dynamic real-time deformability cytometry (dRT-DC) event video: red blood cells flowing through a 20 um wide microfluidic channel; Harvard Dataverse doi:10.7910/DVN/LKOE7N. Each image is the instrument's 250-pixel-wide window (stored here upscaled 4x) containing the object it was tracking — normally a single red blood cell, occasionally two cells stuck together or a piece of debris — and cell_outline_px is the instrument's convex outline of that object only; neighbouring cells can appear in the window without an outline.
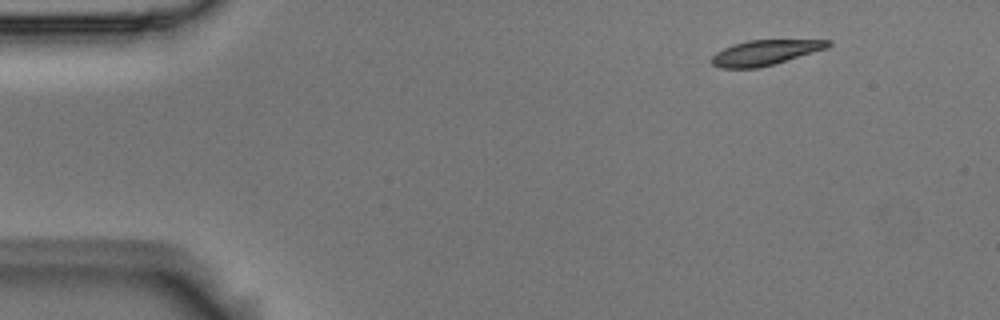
{"species": "Egyptian fruit bat (a non-hibernating species)", "species_latin": "Rousettus aegyptiacus", "temperature_condition": "room temperature", "stored_images_in_passage": 9, "camera_frame_rate_fps": 3000, "um_per_image_px": 0.085, "animal": {"sex": "male"}, "frame": {"image": 1, "passage_image": 1, "time_ms": 0.0, "image_size_px": [1000, 320], "cell_outline_px": [[832, 44], [828, 48], [776, 64], [756, 68], [720, 68], [712, 64], [712, 56], [716, 52], [732, 44], [748, 40], [832, 40]], "centroid_in_image_um": [65.06, 4.47], "position_along_channel_um": 19.9, "area_um2": 17.17}}
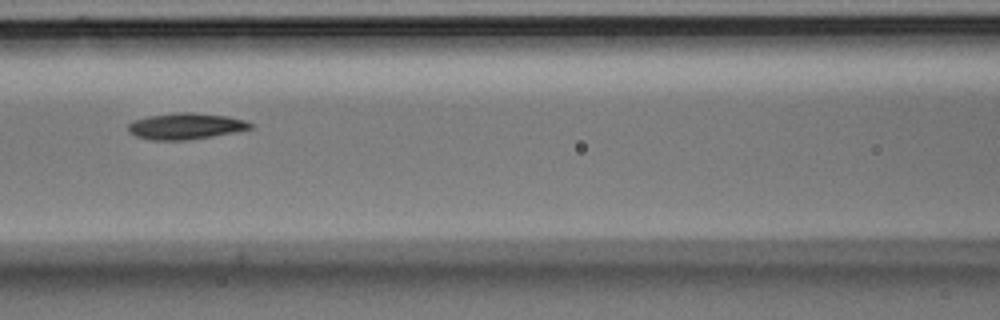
{"frame": {"image": 2, "passage_image": 6, "time_ms": 1.667, "image_size_px": [1000, 320], "cell_outline_px": [[252, 128], [212, 136], [184, 140], [152, 140], [136, 136], [128, 132], [128, 124], [132, 120], [148, 116], [176, 112], [192, 112], [228, 116], [244, 120], [252, 124]], "centroid_in_image_um": [15.73, 10.71], "position_along_channel_um": 150.9, "area_um2": 18.61}}
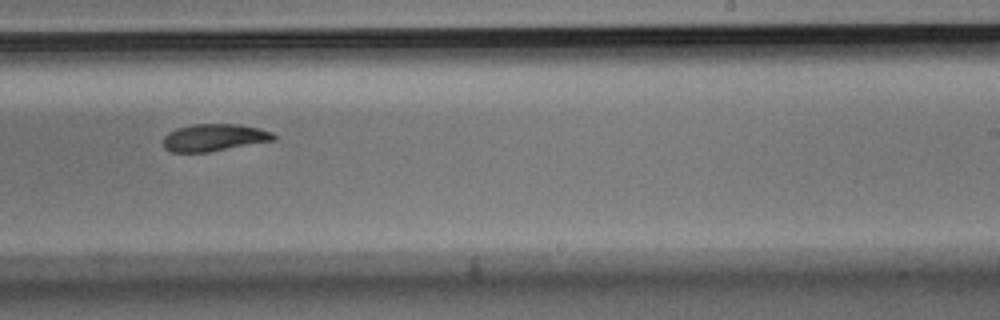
{"frame": {"image": 3, "passage_image": 9, "time_ms": 2.667, "image_size_px": [1000, 320], "cell_outline_px": [[276, 140], [208, 152], [172, 152], [164, 148], [164, 136], [168, 132], [176, 128], [192, 124], [236, 124], [260, 128], [272, 132], [276, 136]], "centroid_in_image_um": [18.21, 11.69], "position_along_channel_um": 270.8, "area_um2": 17.57}}